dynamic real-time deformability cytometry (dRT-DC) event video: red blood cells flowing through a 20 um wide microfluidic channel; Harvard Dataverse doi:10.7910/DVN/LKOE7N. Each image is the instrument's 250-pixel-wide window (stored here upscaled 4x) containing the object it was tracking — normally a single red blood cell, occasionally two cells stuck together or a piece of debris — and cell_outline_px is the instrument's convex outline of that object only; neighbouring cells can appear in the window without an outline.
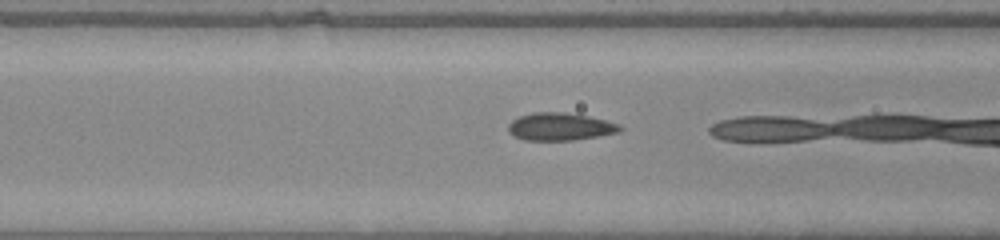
{"species": "common noctule bat (a hibernating species)", "species_latin": "Nyctalus noctula", "temperature_condition": "warm", "stored_images_in_passage": 9, "camera_frame_rate_fps": 3000, "um_per_image_px": 0.085, "animal": {"sex": "male", "body_mass_g": 20.0, "forearm_length_mm": 53.3}, "frame": {"image": 1, "passage_image": 4, "time_ms": 1.0, "image_size_px": [1000, 240], "cell_outline_px": [[624, 128], [620, 132], [600, 136], [576, 140], [524, 140], [512, 136], [508, 132], [508, 124], [512, 120], [520, 116], [532, 112], [564, 112], [588, 116], [620, 124]], "centroid_in_image_um": [47.61, 10.77], "position_along_channel_um": 119.0, "area_um2": 18.21}}
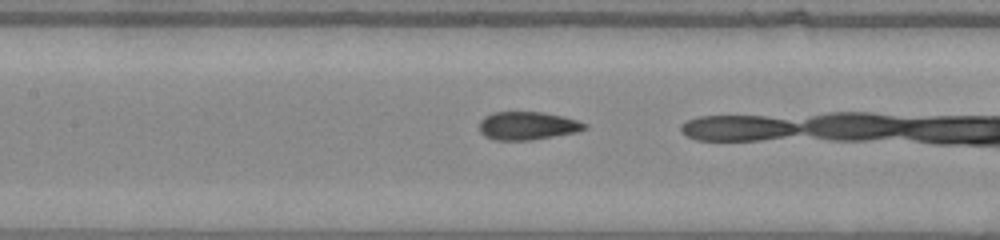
{"frame": {"image": 2, "passage_image": 7, "time_ms": 2.0, "image_size_px": [1000, 240], "cell_outline_px": [[588, 128], [576, 132], [532, 140], [496, 140], [484, 136], [480, 132], [480, 120], [484, 116], [492, 112], [544, 112], [564, 116], [588, 124]], "centroid_in_image_um": [44.84, 10.68], "position_along_channel_um": 162.6, "area_um2": 17.4}}